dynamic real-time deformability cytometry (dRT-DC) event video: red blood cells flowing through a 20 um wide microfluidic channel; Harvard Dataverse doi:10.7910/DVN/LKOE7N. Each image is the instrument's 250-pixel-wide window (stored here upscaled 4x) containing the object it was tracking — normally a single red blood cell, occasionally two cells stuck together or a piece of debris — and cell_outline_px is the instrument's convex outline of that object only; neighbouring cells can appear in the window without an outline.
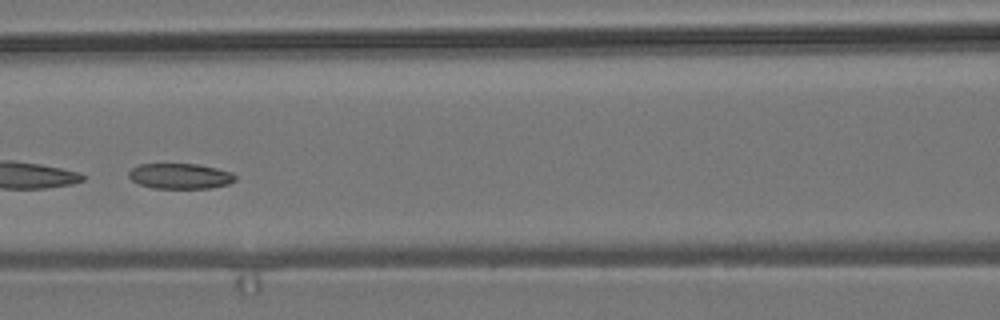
{"species": "common noctule bat (a hibernating species)", "species_latin": "Nyctalus noctula", "temperature_condition": "room temperature", "stored_images_in_passage": 6, "camera_frame_rate_fps": 3000, "um_per_image_px": 0.085, "animal": {"sex": "male", "body_mass_g": 19.2, "forearm_length_mm": 51.8}, "frame": {"image": 1, "passage_image": 6, "time_ms": 6.667, "image_size_px": [1000, 320], "cell_outline_px": [[236, 180], [228, 184], [208, 188], [152, 188], [140, 184], [132, 180], [128, 176], [128, 172], [132, 168], [140, 164], [196, 164], [216, 168], [232, 172], [236, 176]], "centroid_in_image_um": [15.31, 14.97], "position_along_channel_um": 151.3, "area_um2": 15.72}}